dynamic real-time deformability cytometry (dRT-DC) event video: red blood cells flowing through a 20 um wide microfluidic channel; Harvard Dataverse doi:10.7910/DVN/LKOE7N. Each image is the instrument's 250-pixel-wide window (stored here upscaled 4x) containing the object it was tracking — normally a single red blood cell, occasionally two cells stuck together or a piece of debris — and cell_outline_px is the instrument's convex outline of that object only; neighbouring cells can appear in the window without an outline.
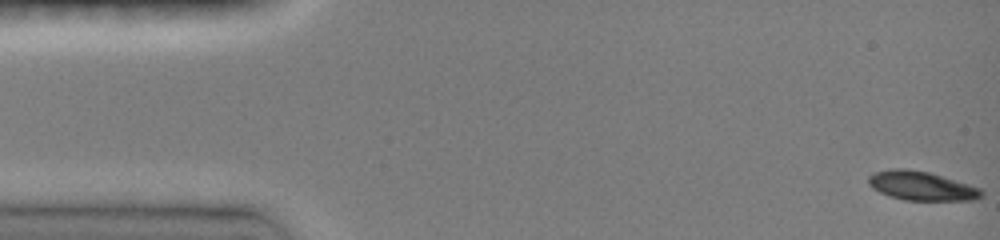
{"species": "common noctule bat (a hibernating species)", "species_latin": "Nyctalus noctula", "temperature_condition": "room temperature", "stored_images_in_passage": 5, "camera_frame_rate_fps": 3000, "um_per_image_px": 0.085, "animal": {"sex": "female", "body_mass_g": 19.0, "forearm_length_mm": 51.5}, "frame": {"image": 1, "passage_image": 1, "time_ms": 0.0, "image_size_px": [1000, 240], "cell_outline_px": [[984, 196], [976, 200], [904, 200], [888, 196], [872, 188], [868, 184], [868, 176], [872, 172], [888, 168], [908, 168], [928, 172], [968, 184], [980, 188], [984, 192]], "centroid_in_image_um": [78.29, 15.79], "position_along_channel_um": 6.7, "area_um2": 19.36}}